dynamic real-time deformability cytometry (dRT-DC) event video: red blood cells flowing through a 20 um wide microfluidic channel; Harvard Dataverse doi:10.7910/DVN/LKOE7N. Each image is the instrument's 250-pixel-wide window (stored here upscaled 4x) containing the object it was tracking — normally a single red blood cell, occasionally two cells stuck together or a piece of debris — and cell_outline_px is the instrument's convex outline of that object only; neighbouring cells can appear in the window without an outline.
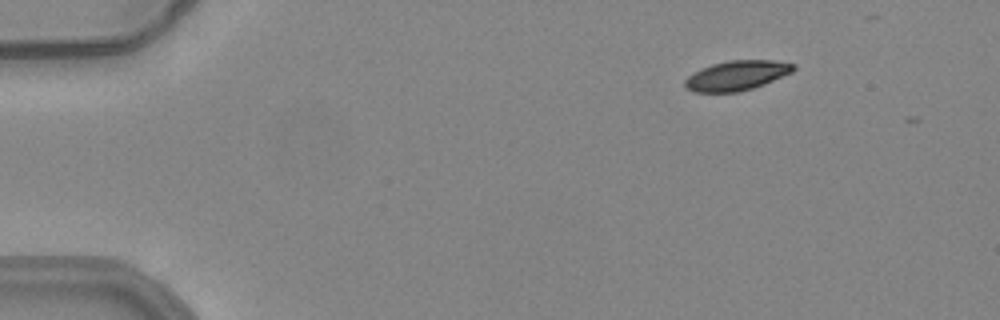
{"species": "common noctule bat (a hibernating species)", "species_latin": "Nyctalus noctula", "temperature_condition": "warm", "stored_images_in_passage": 10, "camera_frame_rate_fps": 3000, "um_per_image_px": 0.085, "animal": {"sex": "female", "body_mass_g": 24.6, "forearm_length_mm": 56.2}, "frame": {"image": 1, "passage_image": 1, "time_ms": 0.0, "image_size_px": [1000, 320], "cell_outline_px": [[796, 68], [792, 72], [764, 84], [740, 92], [692, 92], [684, 88], [684, 80], [688, 76], [700, 68], [712, 64], [728, 60], [772, 60], [796, 64]], "centroid_in_image_um": [62.59, 6.42], "position_along_channel_um": 22.4, "area_um2": 18.96}}